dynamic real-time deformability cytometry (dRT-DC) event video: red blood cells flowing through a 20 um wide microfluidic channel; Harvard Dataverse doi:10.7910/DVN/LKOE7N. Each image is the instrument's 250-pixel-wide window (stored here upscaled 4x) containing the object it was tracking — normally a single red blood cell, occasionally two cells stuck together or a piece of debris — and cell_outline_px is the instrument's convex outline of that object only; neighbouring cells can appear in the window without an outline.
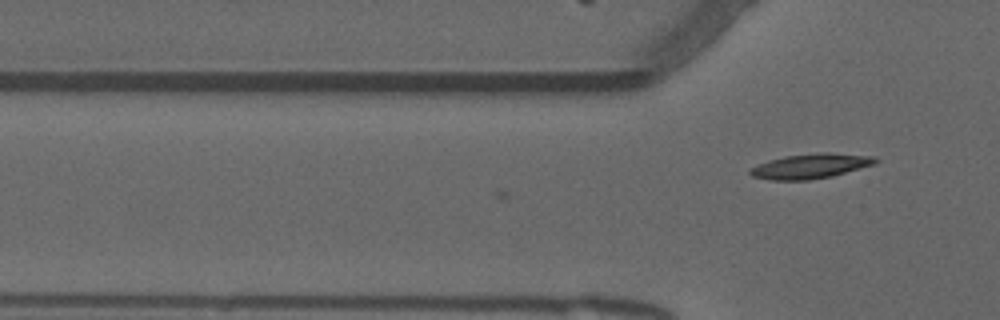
{"species": "common noctule bat (a hibernating species)", "species_latin": "Nyctalus noctula", "temperature_condition": "warm", "stored_images_in_passage": 5, "camera_frame_rate_fps": 3000, "um_per_image_px": 0.085, "animal": {"sex": "male", "forearm_length_mm": 52.5}, "frame": {"image": 1, "passage_image": 5, "time_ms": 1.333, "image_size_px": [1000, 320], "cell_outline_px": [[880, 160], [876, 164], [832, 176], [808, 180], [772, 180], [752, 176], [748, 172], [752, 168], [768, 160], [784, 156], [820, 152], [828, 152], [876, 156]], "centroid_in_image_um": [68.97, 14.11], "position_along_channel_um": 56.8, "area_um2": 18.21}}